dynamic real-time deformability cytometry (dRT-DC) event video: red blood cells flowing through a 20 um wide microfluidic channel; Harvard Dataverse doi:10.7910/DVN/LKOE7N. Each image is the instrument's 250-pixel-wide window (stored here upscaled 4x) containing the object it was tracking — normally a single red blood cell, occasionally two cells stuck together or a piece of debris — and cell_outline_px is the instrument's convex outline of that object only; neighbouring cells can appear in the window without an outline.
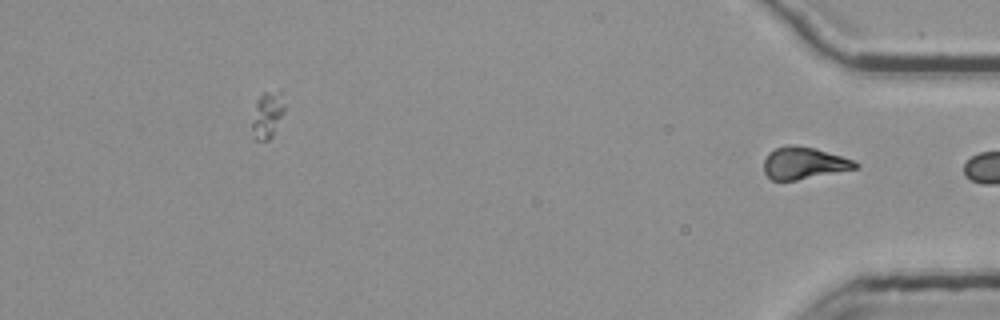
{"species": "common noctule bat (a hibernating species)", "species_latin": "Nyctalus noctula", "temperature_condition": "room temperature", "stored_images_in_passage": 38, "segment_of_instrument_passage": [2, 2], "camera_frame_rate_fps": 3000, "um_per_image_px": 0.085, "animal": {"sex": "female", "body_mass_g": 25.1}, "frame": {"image": 1, "passage_image": 38, "time_ms": 12.333, "image_size_px": [1000, 320], "cell_outline_px": [[860, 168], [796, 180], [772, 180], [764, 172], [764, 160], [768, 152], [776, 148], [788, 144], [796, 144], [816, 148], [852, 160], [860, 164]], "centroid_in_image_um": [68.33, 13.85], "position_along_channel_um": 366.9, "area_um2": 17.17}}